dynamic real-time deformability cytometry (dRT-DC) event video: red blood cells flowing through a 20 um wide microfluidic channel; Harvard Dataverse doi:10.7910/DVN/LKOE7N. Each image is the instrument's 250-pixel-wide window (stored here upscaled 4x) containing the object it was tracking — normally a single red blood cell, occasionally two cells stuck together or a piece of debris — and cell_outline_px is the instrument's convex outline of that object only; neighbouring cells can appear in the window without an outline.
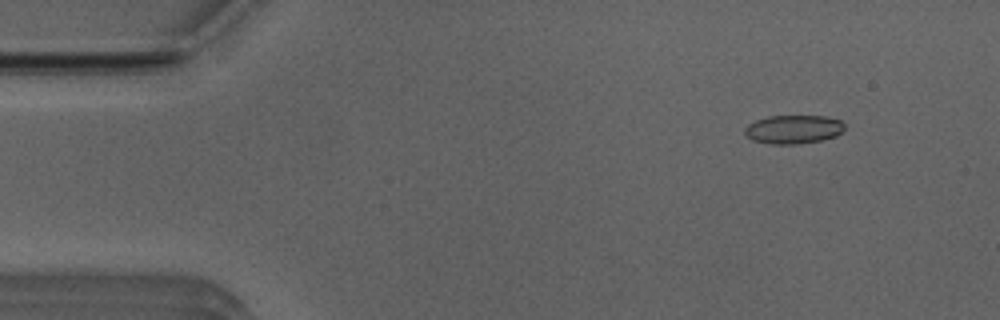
{"species": "Egyptian fruit bat (a non-hibernating species)", "species_latin": "Rousettus aegyptiacus", "temperature_condition": "room temperature", "stored_images_in_passage": 52, "camera_frame_rate_fps": 3000, "um_per_image_px": 0.085, "animal": {"sex": "male"}, "frame": {"image": 1, "passage_image": 6, "time_ms": 1.667, "image_size_px": [1000, 320], "cell_outline_px": [[844, 128], [836, 136], [820, 140], [796, 144], [768, 144], [752, 140], [744, 136], [744, 128], [748, 124], [756, 120], [768, 116], [824, 116], [840, 120], [844, 124]], "centroid_in_image_um": [67.38, 11.0], "position_along_channel_um": 17.6, "area_um2": 16.7}}
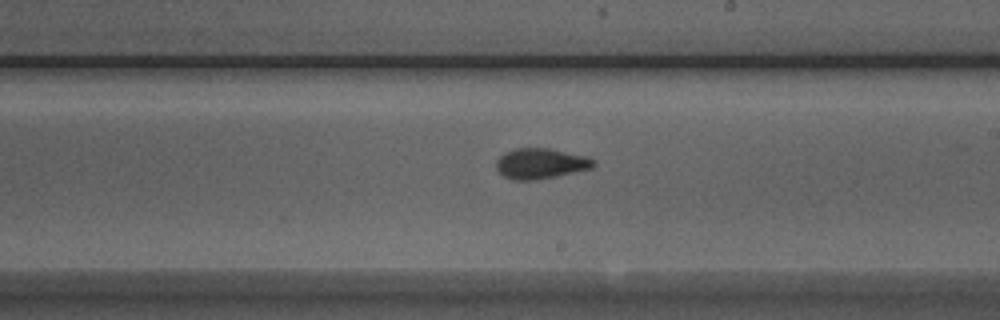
{"frame": {"image": 2, "passage_image": 30, "time_ms": 9.667, "image_size_px": [1000, 320], "cell_outline_px": [[596, 164], [592, 168], [556, 176], [536, 180], [512, 180], [504, 176], [496, 168], [496, 160], [504, 152], [516, 148], [548, 148], [588, 156], [596, 160]], "centroid_in_image_um": [45.97, 13.89], "position_along_channel_um": 243.0, "area_um2": 17.4}}
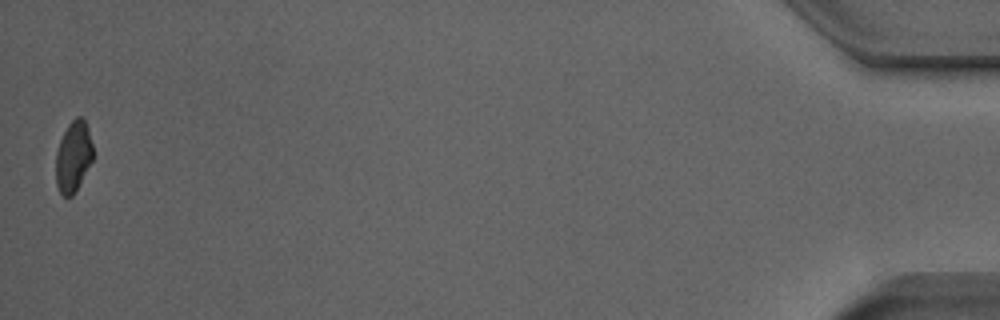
{"frame": {"image": 3, "passage_image": 52, "time_ms": 17.0, "image_size_px": [1000, 320], "cell_outline_px": [[92, 160], [72, 196], [64, 196], [60, 192], [56, 184], [56, 152], [60, 140], [68, 124], [76, 116], [80, 116], [84, 120], [88, 128], [92, 144]], "centroid_in_image_um": [6.22, 13.28], "position_along_channel_um": 429.0, "area_um2": 15.03}, "authors_computed_cell_mechanics": {"area_um2": 16.6175, "velocity_mm_per_s": 3.9311, "shape_relaxation_time_tau1_ms": 5.7902, "shape_relaxation_time_tau2_ms": 1.8919, "deformation_change_tau1": 0.1424, "deformation_change_tau2": 0.0799}}